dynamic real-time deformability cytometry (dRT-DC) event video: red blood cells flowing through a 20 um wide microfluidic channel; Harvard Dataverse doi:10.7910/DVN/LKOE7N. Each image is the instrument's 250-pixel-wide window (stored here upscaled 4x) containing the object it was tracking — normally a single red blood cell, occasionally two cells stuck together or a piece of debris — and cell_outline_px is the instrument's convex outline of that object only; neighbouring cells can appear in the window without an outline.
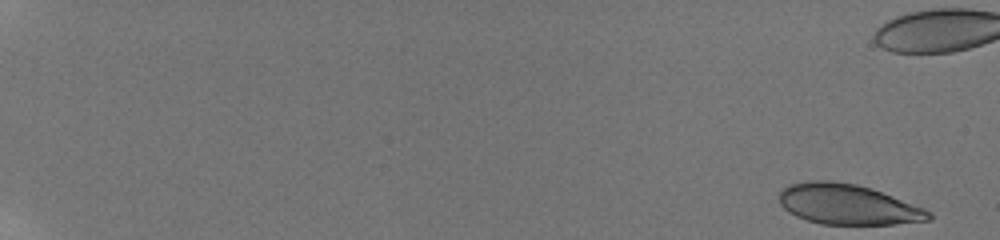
{"species": "human", "species_latin": "Homo sapiens", "temperature_condition": "room temperature", "stored_images_in_passage": 62, "camera_frame_rate_fps": 3000, "um_per_image_px": 0.085, "donor": {"sex": "male"}, "frame": {"image": 1, "passage_image": 1, "time_ms": 0.0, "image_size_px": [1000, 240], "cell_outline_px": [[932, 220], [896, 224], [820, 224], [796, 216], [788, 212], [780, 204], [780, 192], [784, 188], [792, 184], [808, 180], [832, 180], [856, 184], [872, 188], [924, 208], [932, 212]], "centroid_in_image_um": [72.09, 17.37], "position_along_channel_um": 12.9, "area_um2": 35.2}}
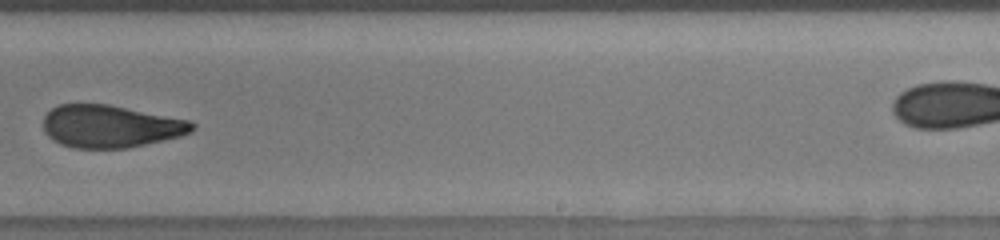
{"frame": {"image": 2, "passage_image": 40, "time_ms": 12.667, "image_size_px": [1000, 240], "cell_outline_px": [[196, 128], [192, 132], [180, 136], [128, 148], [72, 148], [60, 144], [52, 140], [44, 132], [44, 116], [52, 108], [60, 104], [108, 104], [192, 120], [196, 124]], "centroid_in_image_um": [9.41, 10.74], "position_along_channel_um": 279.6, "area_um2": 37.17}}
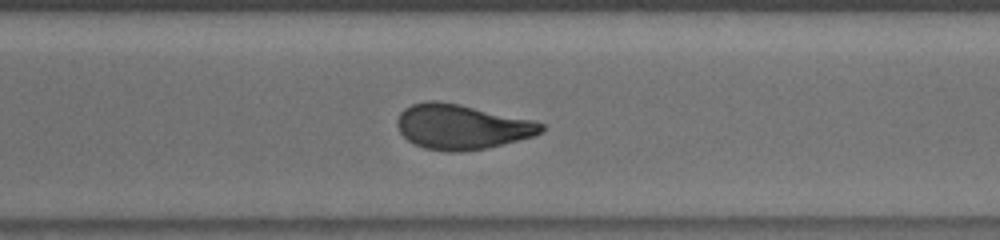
{"frame": {"image": 3, "passage_image": 44, "time_ms": 14.0, "image_size_px": [1000, 240], "cell_outline_px": [[544, 132], [520, 140], [488, 148], [460, 152], [444, 152], [424, 148], [408, 140], [400, 132], [396, 124], [396, 120], [400, 112], [404, 108], [412, 104], [428, 100], [436, 100], [460, 104], [532, 120], [544, 124]], "centroid_in_image_um": [39.23, 10.78], "position_along_channel_um": 331.4, "area_um2": 37.92}, "authors_computed_cell_mechanics": {"area_um2": 37.1943, "velocity_mm_per_s": 3.8858, "shape_relaxation_time_tau1_ms": null, "shape_relaxation_time_tau2_ms": 1.6087, "deformation_change_tau1": null, "deformation_change_tau2": 0.08}}